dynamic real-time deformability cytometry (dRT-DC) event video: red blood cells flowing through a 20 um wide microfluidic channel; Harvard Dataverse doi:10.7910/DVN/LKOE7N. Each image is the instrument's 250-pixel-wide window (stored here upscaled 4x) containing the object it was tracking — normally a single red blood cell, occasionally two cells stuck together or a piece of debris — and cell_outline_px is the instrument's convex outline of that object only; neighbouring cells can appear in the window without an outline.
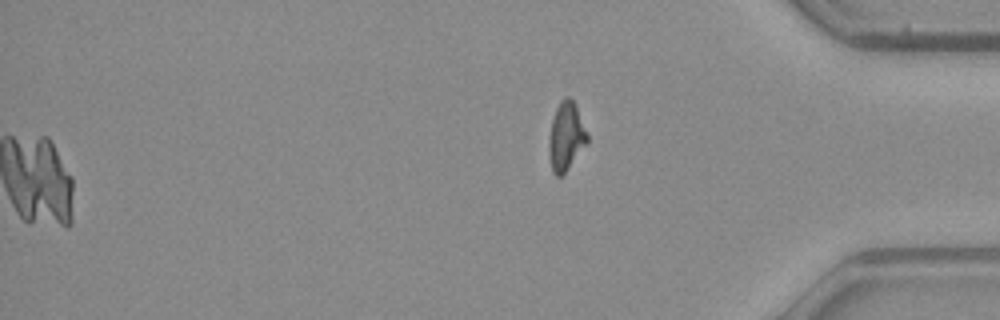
{"species": "common noctule bat (a hibernating species)", "species_latin": "Nyctalus noctula", "temperature_condition": "warm", "stored_images_in_passage": 52, "segment_of_instrument_passage": [2, 2], "camera_frame_rate_fps": 3000, "um_per_image_px": 0.085, "animal": {"sex": "male", "body_mass_g": 23.1, "forearm_length_mm": 52.7}, "frame": {"image": 1, "passage_image": 52, "time_ms": 17.0, "image_size_px": [1000, 320], "cell_outline_px": [[588, 144], [564, 172], [560, 176], [556, 176], [552, 172], [548, 152], [548, 140], [552, 120], [556, 108], [560, 100], [564, 96], [568, 96], [576, 104], [588, 136]], "centroid_in_image_um": [48.11, 11.58], "position_along_channel_um": 387.1, "area_um2": 15.37}}